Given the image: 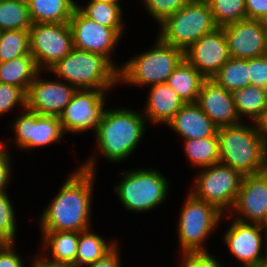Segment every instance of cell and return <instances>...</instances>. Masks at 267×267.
<instances>
[{"label":"cell","mask_w":267,"mask_h":267,"mask_svg":"<svg viewBox=\"0 0 267 267\" xmlns=\"http://www.w3.org/2000/svg\"><path fill=\"white\" fill-rule=\"evenodd\" d=\"M74 169L37 219L40 232H82L92 228V202L98 174L80 166Z\"/></svg>","instance_id":"6da1fadb"},{"label":"cell","mask_w":267,"mask_h":267,"mask_svg":"<svg viewBox=\"0 0 267 267\" xmlns=\"http://www.w3.org/2000/svg\"><path fill=\"white\" fill-rule=\"evenodd\" d=\"M109 107L93 136L97 151L94 150L85 162L82 161L83 163L78 165L93 173L98 172L97 165L100 157L114 164L128 161L142 143V139L144 140L145 131L148 130V124L140 110L121 105L115 108Z\"/></svg>","instance_id":"7a4b0ae2"},{"label":"cell","mask_w":267,"mask_h":267,"mask_svg":"<svg viewBox=\"0 0 267 267\" xmlns=\"http://www.w3.org/2000/svg\"><path fill=\"white\" fill-rule=\"evenodd\" d=\"M220 163L237 170L242 176L267 170V146L252 122L219 127Z\"/></svg>","instance_id":"3957f363"},{"label":"cell","mask_w":267,"mask_h":267,"mask_svg":"<svg viewBox=\"0 0 267 267\" xmlns=\"http://www.w3.org/2000/svg\"><path fill=\"white\" fill-rule=\"evenodd\" d=\"M51 73L77 90H114L119 86V70L105 56L76 48L42 71L43 75Z\"/></svg>","instance_id":"277c9868"},{"label":"cell","mask_w":267,"mask_h":267,"mask_svg":"<svg viewBox=\"0 0 267 267\" xmlns=\"http://www.w3.org/2000/svg\"><path fill=\"white\" fill-rule=\"evenodd\" d=\"M151 47L121 62L119 85L150 87L166 83L175 68L184 60L181 48L169 45L155 36Z\"/></svg>","instance_id":"5b68a950"},{"label":"cell","mask_w":267,"mask_h":267,"mask_svg":"<svg viewBox=\"0 0 267 267\" xmlns=\"http://www.w3.org/2000/svg\"><path fill=\"white\" fill-rule=\"evenodd\" d=\"M119 177L113 191L126 211L146 214L156 208L158 210L170 195V182L158 168L134 167L132 170H121Z\"/></svg>","instance_id":"8992f818"},{"label":"cell","mask_w":267,"mask_h":267,"mask_svg":"<svg viewBox=\"0 0 267 267\" xmlns=\"http://www.w3.org/2000/svg\"><path fill=\"white\" fill-rule=\"evenodd\" d=\"M177 220V252H209L206 241L222 223L224 213L215 205L196 198L191 192L185 194ZM218 227V228H217ZM214 231V233H213Z\"/></svg>","instance_id":"52a82bcc"},{"label":"cell","mask_w":267,"mask_h":267,"mask_svg":"<svg viewBox=\"0 0 267 267\" xmlns=\"http://www.w3.org/2000/svg\"><path fill=\"white\" fill-rule=\"evenodd\" d=\"M158 26L157 37L184 52L203 35L219 28L206 0H191Z\"/></svg>","instance_id":"ba28073f"},{"label":"cell","mask_w":267,"mask_h":267,"mask_svg":"<svg viewBox=\"0 0 267 267\" xmlns=\"http://www.w3.org/2000/svg\"><path fill=\"white\" fill-rule=\"evenodd\" d=\"M15 117L7 126L12 128V132H14L13 141L9 142L7 138L5 140L4 138L0 139V142L8 150L14 148L26 153L37 148L50 147L54 143L62 144L65 142L66 134L62 128L59 116L40 115L25 108Z\"/></svg>","instance_id":"9c48e42d"},{"label":"cell","mask_w":267,"mask_h":267,"mask_svg":"<svg viewBox=\"0 0 267 267\" xmlns=\"http://www.w3.org/2000/svg\"><path fill=\"white\" fill-rule=\"evenodd\" d=\"M195 174L188 191L196 198L215 205L224 214H229L237 200L243 176L221 163L198 169Z\"/></svg>","instance_id":"30bf717a"},{"label":"cell","mask_w":267,"mask_h":267,"mask_svg":"<svg viewBox=\"0 0 267 267\" xmlns=\"http://www.w3.org/2000/svg\"><path fill=\"white\" fill-rule=\"evenodd\" d=\"M68 23L72 32L73 48L105 56L118 70L121 68L122 64H117L112 57L126 33V28L99 25L77 7Z\"/></svg>","instance_id":"8fae6325"},{"label":"cell","mask_w":267,"mask_h":267,"mask_svg":"<svg viewBox=\"0 0 267 267\" xmlns=\"http://www.w3.org/2000/svg\"><path fill=\"white\" fill-rule=\"evenodd\" d=\"M109 92V93H108ZM111 90H77L59 115L65 134L88 131L95 134L106 111V98Z\"/></svg>","instance_id":"7c38bea8"},{"label":"cell","mask_w":267,"mask_h":267,"mask_svg":"<svg viewBox=\"0 0 267 267\" xmlns=\"http://www.w3.org/2000/svg\"><path fill=\"white\" fill-rule=\"evenodd\" d=\"M30 53L40 71H47L73 49L69 23H36L29 29Z\"/></svg>","instance_id":"4fadbf2b"},{"label":"cell","mask_w":267,"mask_h":267,"mask_svg":"<svg viewBox=\"0 0 267 267\" xmlns=\"http://www.w3.org/2000/svg\"><path fill=\"white\" fill-rule=\"evenodd\" d=\"M226 218V219H224ZM228 220L222 235L223 244L238 261L237 267H259L264 264L263 226L258 223H245L224 214ZM230 219V221H229ZM229 224V226H228Z\"/></svg>","instance_id":"5bb4252c"},{"label":"cell","mask_w":267,"mask_h":267,"mask_svg":"<svg viewBox=\"0 0 267 267\" xmlns=\"http://www.w3.org/2000/svg\"><path fill=\"white\" fill-rule=\"evenodd\" d=\"M41 73L38 72L26 92V108L40 115L59 116L77 89L65 81L44 77Z\"/></svg>","instance_id":"9a60e30c"},{"label":"cell","mask_w":267,"mask_h":267,"mask_svg":"<svg viewBox=\"0 0 267 267\" xmlns=\"http://www.w3.org/2000/svg\"><path fill=\"white\" fill-rule=\"evenodd\" d=\"M184 58L205 78L212 79L230 59L222 28L203 35L185 52Z\"/></svg>","instance_id":"2e32d148"},{"label":"cell","mask_w":267,"mask_h":267,"mask_svg":"<svg viewBox=\"0 0 267 267\" xmlns=\"http://www.w3.org/2000/svg\"><path fill=\"white\" fill-rule=\"evenodd\" d=\"M229 215L245 223L264 222L267 215V170L243 176L237 200Z\"/></svg>","instance_id":"e0dca14e"},{"label":"cell","mask_w":267,"mask_h":267,"mask_svg":"<svg viewBox=\"0 0 267 267\" xmlns=\"http://www.w3.org/2000/svg\"><path fill=\"white\" fill-rule=\"evenodd\" d=\"M221 28L230 58L250 59L267 54V42L259 20L244 19Z\"/></svg>","instance_id":"ac0fdd59"},{"label":"cell","mask_w":267,"mask_h":267,"mask_svg":"<svg viewBox=\"0 0 267 267\" xmlns=\"http://www.w3.org/2000/svg\"><path fill=\"white\" fill-rule=\"evenodd\" d=\"M196 104L217 127L242 123L230 92L212 79L203 81Z\"/></svg>","instance_id":"d6986e66"},{"label":"cell","mask_w":267,"mask_h":267,"mask_svg":"<svg viewBox=\"0 0 267 267\" xmlns=\"http://www.w3.org/2000/svg\"><path fill=\"white\" fill-rule=\"evenodd\" d=\"M147 90V100L143 109H140L141 113L147 124L156 127L162 124L166 126L185 103L166 83L150 86Z\"/></svg>","instance_id":"ffe728a7"},{"label":"cell","mask_w":267,"mask_h":267,"mask_svg":"<svg viewBox=\"0 0 267 267\" xmlns=\"http://www.w3.org/2000/svg\"><path fill=\"white\" fill-rule=\"evenodd\" d=\"M166 127L182 140L211 137L219 128L196 103H185Z\"/></svg>","instance_id":"44dd1931"},{"label":"cell","mask_w":267,"mask_h":267,"mask_svg":"<svg viewBox=\"0 0 267 267\" xmlns=\"http://www.w3.org/2000/svg\"><path fill=\"white\" fill-rule=\"evenodd\" d=\"M40 255L55 263L75 264L79 232L74 231H48L40 232ZM41 250V251H40Z\"/></svg>","instance_id":"7402d4cb"},{"label":"cell","mask_w":267,"mask_h":267,"mask_svg":"<svg viewBox=\"0 0 267 267\" xmlns=\"http://www.w3.org/2000/svg\"><path fill=\"white\" fill-rule=\"evenodd\" d=\"M205 78L184 58L166 81L184 103H196Z\"/></svg>","instance_id":"603a6c76"},{"label":"cell","mask_w":267,"mask_h":267,"mask_svg":"<svg viewBox=\"0 0 267 267\" xmlns=\"http://www.w3.org/2000/svg\"><path fill=\"white\" fill-rule=\"evenodd\" d=\"M94 228L79 232L77 254L74 267H86L105 256L117 244L118 240H106Z\"/></svg>","instance_id":"cb8c5ba5"},{"label":"cell","mask_w":267,"mask_h":267,"mask_svg":"<svg viewBox=\"0 0 267 267\" xmlns=\"http://www.w3.org/2000/svg\"><path fill=\"white\" fill-rule=\"evenodd\" d=\"M39 71L31 53L0 62V83L15 85L26 93Z\"/></svg>","instance_id":"d4e9b609"},{"label":"cell","mask_w":267,"mask_h":267,"mask_svg":"<svg viewBox=\"0 0 267 267\" xmlns=\"http://www.w3.org/2000/svg\"><path fill=\"white\" fill-rule=\"evenodd\" d=\"M237 114L242 122L254 123L267 107L266 89L249 85L230 92Z\"/></svg>","instance_id":"484cf974"},{"label":"cell","mask_w":267,"mask_h":267,"mask_svg":"<svg viewBox=\"0 0 267 267\" xmlns=\"http://www.w3.org/2000/svg\"><path fill=\"white\" fill-rule=\"evenodd\" d=\"M30 17L36 23H68L74 9L75 0H32L28 3Z\"/></svg>","instance_id":"4316f807"},{"label":"cell","mask_w":267,"mask_h":267,"mask_svg":"<svg viewBox=\"0 0 267 267\" xmlns=\"http://www.w3.org/2000/svg\"><path fill=\"white\" fill-rule=\"evenodd\" d=\"M185 158L191 168L201 169L220 163L218 135L202 139L181 140Z\"/></svg>","instance_id":"83f0119b"},{"label":"cell","mask_w":267,"mask_h":267,"mask_svg":"<svg viewBox=\"0 0 267 267\" xmlns=\"http://www.w3.org/2000/svg\"><path fill=\"white\" fill-rule=\"evenodd\" d=\"M86 2L81 4L77 1V8L90 20L108 28H127V22L123 20L125 10L121 7V3L97 0H87Z\"/></svg>","instance_id":"f1b7e54d"},{"label":"cell","mask_w":267,"mask_h":267,"mask_svg":"<svg viewBox=\"0 0 267 267\" xmlns=\"http://www.w3.org/2000/svg\"><path fill=\"white\" fill-rule=\"evenodd\" d=\"M248 59L230 58L212 78L228 92L250 85Z\"/></svg>","instance_id":"f546056e"},{"label":"cell","mask_w":267,"mask_h":267,"mask_svg":"<svg viewBox=\"0 0 267 267\" xmlns=\"http://www.w3.org/2000/svg\"><path fill=\"white\" fill-rule=\"evenodd\" d=\"M32 24L29 6L24 0H0V31L29 30Z\"/></svg>","instance_id":"4dcf8cb0"},{"label":"cell","mask_w":267,"mask_h":267,"mask_svg":"<svg viewBox=\"0 0 267 267\" xmlns=\"http://www.w3.org/2000/svg\"><path fill=\"white\" fill-rule=\"evenodd\" d=\"M30 54L29 30L0 31V62Z\"/></svg>","instance_id":"1f68e13d"},{"label":"cell","mask_w":267,"mask_h":267,"mask_svg":"<svg viewBox=\"0 0 267 267\" xmlns=\"http://www.w3.org/2000/svg\"><path fill=\"white\" fill-rule=\"evenodd\" d=\"M218 27L247 19L245 0H206Z\"/></svg>","instance_id":"d6a6232c"},{"label":"cell","mask_w":267,"mask_h":267,"mask_svg":"<svg viewBox=\"0 0 267 267\" xmlns=\"http://www.w3.org/2000/svg\"><path fill=\"white\" fill-rule=\"evenodd\" d=\"M9 195L8 191L0 193V243H16L18 238V215Z\"/></svg>","instance_id":"836d02e7"},{"label":"cell","mask_w":267,"mask_h":267,"mask_svg":"<svg viewBox=\"0 0 267 267\" xmlns=\"http://www.w3.org/2000/svg\"><path fill=\"white\" fill-rule=\"evenodd\" d=\"M147 15L160 24L166 17L180 10L191 0H138Z\"/></svg>","instance_id":"e575fe53"},{"label":"cell","mask_w":267,"mask_h":267,"mask_svg":"<svg viewBox=\"0 0 267 267\" xmlns=\"http://www.w3.org/2000/svg\"><path fill=\"white\" fill-rule=\"evenodd\" d=\"M15 108H26V93L15 85L0 83V117L13 113Z\"/></svg>","instance_id":"d590c367"},{"label":"cell","mask_w":267,"mask_h":267,"mask_svg":"<svg viewBox=\"0 0 267 267\" xmlns=\"http://www.w3.org/2000/svg\"><path fill=\"white\" fill-rule=\"evenodd\" d=\"M177 262L181 267H225L214 252L182 253ZM227 267V266H226Z\"/></svg>","instance_id":"8d00e7d4"},{"label":"cell","mask_w":267,"mask_h":267,"mask_svg":"<svg viewBox=\"0 0 267 267\" xmlns=\"http://www.w3.org/2000/svg\"><path fill=\"white\" fill-rule=\"evenodd\" d=\"M12 150H8L1 142H0V193L8 191V186L10 183L12 185V180L14 178L12 172V166L15 161L12 159L11 155ZM13 162V163H12ZM13 177V178H12ZM11 180V182H10Z\"/></svg>","instance_id":"74e56055"},{"label":"cell","mask_w":267,"mask_h":267,"mask_svg":"<svg viewBox=\"0 0 267 267\" xmlns=\"http://www.w3.org/2000/svg\"><path fill=\"white\" fill-rule=\"evenodd\" d=\"M250 85L266 88L267 86V54L248 59Z\"/></svg>","instance_id":"f35d334b"},{"label":"cell","mask_w":267,"mask_h":267,"mask_svg":"<svg viewBox=\"0 0 267 267\" xmlns=\"http://www.w3.org/2000/svg\"><path fill=\"white\" fill-rule=\"evenodd\" d=\"M16 243H0V267H26L29 266L19 254ZM27 262V263H26ZM28 264V265H26Z\"/></svg>","instance_id":"ab89813d"},{"label":"cell","mask_w":267,"mask_h":267,"mask_svg":"<svg viewBox=\"0 0 267 267\" xmlns=\"http://www.w3.org/2000/svg\"><path fill=\"white\" fill-rule=\"evenodd\" d=\"M118 243L111 251H109L105 256L97 260L95 263L88 265L86 267H123L121 260V247Z\"/></svg>","instance_id":"60d3db41"},{"label":"cell","mask_w":267,"mask_h":267,"mask_svg":"<svg viewBox=\"0 0 267 267\" xmlns=\"http://www.w3.org/2000/svg\"><path fill=\"white\" fill-rule=\"evenodd\" d=\"M247 19L259 20L267 14V0H245Z\"/></svg>","instance_id":"b9f144b4"},{"label":"cell","mask_w":267,"mask_h":267,"mask_svg":"<svg viewBox=\"0 0 267 267\" xmlns=\"http://www.w3.org/2000/svg\"><path fill=\"white\" fill-rule=\"evenodd\" d=\"M35 256V257H34ZM28 267H74L69 264L55 263L43 258L38 252L33 255Z\"/></svg>","instance_id":"7bdbcfd3"},{"label":"cell","mask_w":267,"mask_h":267,"mask_svg":"<svg viewBox=\"0 0 267 267\" xmlns=\"http://www.w3.org/2000/svg\"><path fill=\"white\" fill-rule=\"evenodd\" d=\"M259 136L267 146V107L262 111L260 117L254 122Z\"/></svg>","instance_id":"ee69618b"},{"label":"cell","mask_w":267,"mask_h":267,"mask_svg":"<svg viewBox=\"0 0 267 267\" xmlns=\"http://www.w3.org/2000/svg\"><path fill=\"white\" fill-rule=\"evenodd\" d=\"M264 264L267 265V227H263Z\"/></svg>","instance_id":"f6af8a7d"},{"label":"cell","mask_w":267,"mask_h":267,"mask_svg":"<svg viewBox=\"0 0 267 267\" xmlns=\"http://www.w3.org/2000/svg\"><path fill=\"white\" fill-rule=\"evenodd\" d=\"M261 25H262V29L266 38V42H267V14L264 15L261 19H259Z\"/></svg>","instance_id":"bcb514c9"},{"label":"cell","mask_w":267,"mask_h":267,"mask_svg":"<svg viewBox=\"0 0 267 267\" xmlns=\"http://www.w3.org/2000/svg\"><path fill=\"white\" fill-rule=\"evenodd\" d=\"M97 1L108 2V3H120L121 2V0H97Z\"/></svg>","instance_id":"7dc6e473"},{"label":"cell","mask_w":267,"mask_h":267,"mask_svg":"<svg viewBox=\"0 0 267 267\" xmlns=\"http://www.w3.org/2000/svg\"><path fill=\"white\" fill-rule=\"evenodd\" d=\"M263 227H267V215H266V218L264 220V222L261 224Z\"/></svg>","instance_id":"c3c4849f"},{"label":"cell","mask_w":267,"mask_h":267,"mask_svg":"<svg viewBox=\"0 0 267 267\" xmlns=\"http://www.w3.org/2000/svg\"><path fill=\"white\" fill-rule=\"evenodd\" d=\"M27 4L30 2V1H32V0H24Z\"/></svg>","instance_id":"681fc988"},{"label":"cell","mask_w":267,"mask_h":267,"mask_svg":"<svg viewBox=\"0 0 267 267\" xmlns=\"http://www.w3.org/2000/svg\"><path fill=\"white\" fill-rule=\"evenodd\" d=\"M259 267H267V265L263 264V265H261V266H259Z\"/></svg>","instance_id":"f907efd6"},{"label":"cell","mask_w":267,"mask_h":267,"mask_svg":"<svg viewBox=\"0 0 267 267\" xmlns=\"http://www.w3.org/2000/svg\"><path fill=\"white\" fill-rule=\"evenodd\" d=\"M173 267H181V266L179 264H177V265L175 264V266H173Z\"/></svg>","instance_id":"816d5d0a"}]
</instances>
